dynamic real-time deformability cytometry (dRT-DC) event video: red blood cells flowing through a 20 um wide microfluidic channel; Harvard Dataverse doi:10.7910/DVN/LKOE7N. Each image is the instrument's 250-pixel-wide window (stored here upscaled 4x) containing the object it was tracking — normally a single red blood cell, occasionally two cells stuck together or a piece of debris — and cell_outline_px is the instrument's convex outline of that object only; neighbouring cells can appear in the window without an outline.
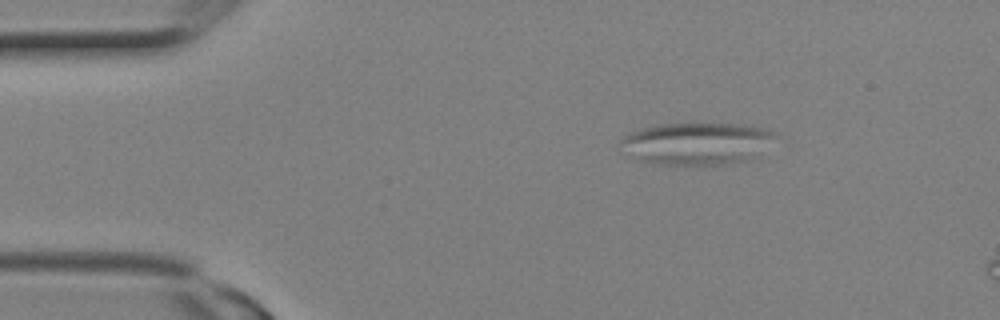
{"species": "Egyptian fruit bat (a non-hibernating species)", "species_latin": "Rousettus aegyptiacus", "temperature_condition": "room temperature", "stored_images_in_passage": 5, "camera_frame_rate_fps": 3000, "um_per_image_px": 0.085, "animal": {"sex": "female"}, "frame": {"image": 1, "passage_image": 1, "time_ms": 0.0, "image_size_px": [1000, 320], "cell_outline_px": [[788, 144], [748, 160], [724, 164], [656, 164], [636, 160], [620, 152], [620, 140], [628, 132], [640, 128], [656, 124], [732, 124], [764, 128], [776, 132], [784, 136]], "centroid_in_image_um": [59.43, 12.2], "position_along_channel_um": 25.6, "area_um2": 40.06}}